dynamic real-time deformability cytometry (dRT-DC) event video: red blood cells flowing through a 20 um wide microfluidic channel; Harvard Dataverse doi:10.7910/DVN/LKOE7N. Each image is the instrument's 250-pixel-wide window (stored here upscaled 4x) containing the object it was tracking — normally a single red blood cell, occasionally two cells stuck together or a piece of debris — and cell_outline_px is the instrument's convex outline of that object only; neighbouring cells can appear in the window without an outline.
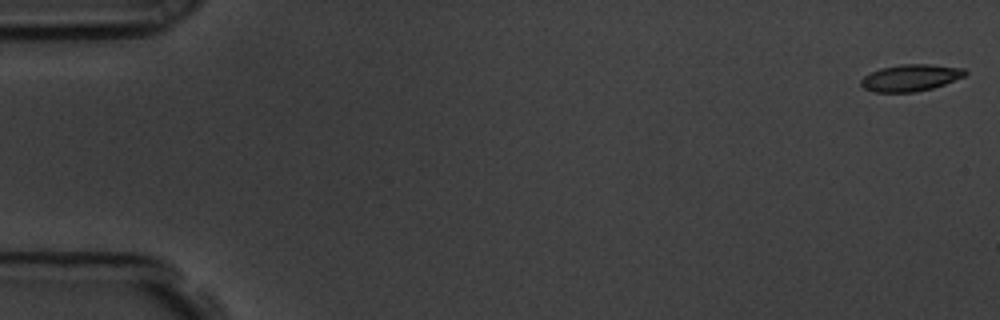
{"species": "common noctule bat (a hibernating species)", "species_latin": "Nyctalus noctula", "temperature_condition": "room temperature", "stored_images_in_passage": 57, "camera_frame_rate_fps": 3000, "um_per_image_px": 0.085, "animal": {"sex": "male", "body_mass_g": 19.5, "forearm_length_mm": 54.6}, "frame": {"image": 1, "passage_image": 1, "time_ms": 0.0, "image_size_px": [1000, 320], "cell_outline_px": [[968, 72], [964, 76], [944, 84], [932, 88], [916, 92], [872, 92], [864, 88], [860, 84], [860, 80], [864, 76], [880, 68], [900, 64], [932, 64], [964, 68]], "centroid_in_image_um": [77.39, 6.6], "position_along_channel_um": 7.6, "area_um2": 16.3}}
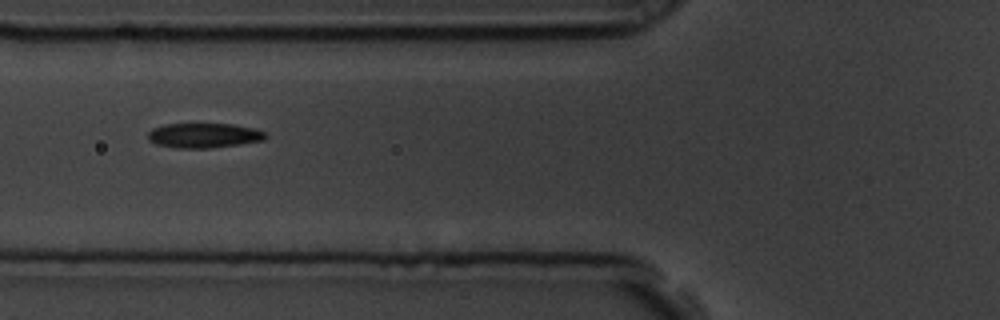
{"frame": {"image": 2, "passage_image": 22, "time_ms": 7.0, "image_size_px": [1000, 320], "cell_outline_px": [[268, 136], [264, 140], [240, 144], [208, 148], [176, 148], [156, 144], [148, 140], [148, 132], [152, 128], [164, 124], [232, 124], [256, 128], [264, 132]], "centroid_in_image_um": [17.33, 11.51], "position_along_channel_um": 108.5, "area_um2": 17.05}}
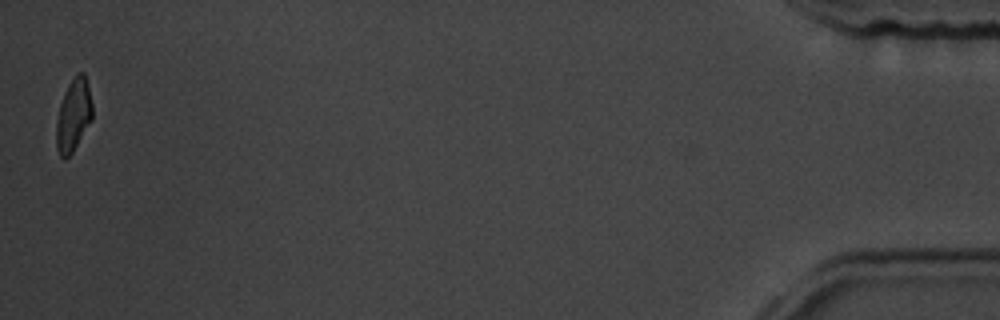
{"frame": {"image": 3, "passage_image": 57, "time_ms": 18.667, "image_size_px": [1000, 320], "cell_outline_px": [[92, 120], [72, 152], [64, 160], [60, 156], [56, 148], [56, 120], [60, 104], [64, 92], [68, 84], [76, 72], [84, 72], [88, 84], [92, 104]], "centroid_in_image_um": [6.24, 9.76], "position_along_channel_um": 429.0, "area_um2": 15.37}, "authors_computed_cell_mechanics": {"area_um2": 16.7042, "velocity_mm_per_s": 3.5635, "shape_relaxation_time_tau1_ms": 2.8766, "shape_relaxation_time_tau2_ms": 1.934, "deformation_change_tau1": 0.1148, "deformation_change_tau2": 0.0782}}